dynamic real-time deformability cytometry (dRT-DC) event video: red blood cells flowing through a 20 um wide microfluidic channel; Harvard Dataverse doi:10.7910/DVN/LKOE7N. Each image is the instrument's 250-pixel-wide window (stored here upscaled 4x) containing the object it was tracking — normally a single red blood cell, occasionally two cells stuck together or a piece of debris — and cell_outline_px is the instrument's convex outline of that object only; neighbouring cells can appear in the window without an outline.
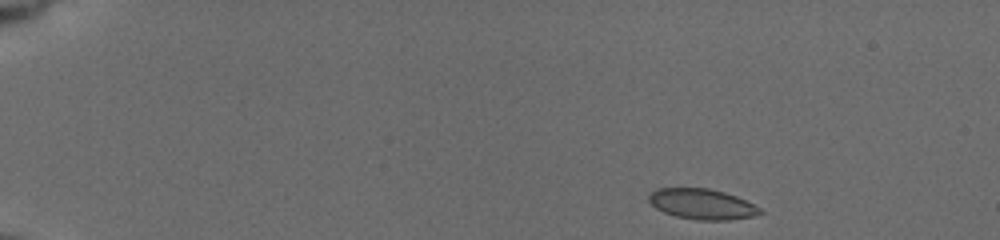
{"species": "common noctule bat (a hibernating species)", "species_latin": "Nyctalus noctula", "temperature_condition": "cold", "stored_images_in_passage": 49, "camera_frame_rate_fps": 3000, "um_per_image_px": 0.085, "animal": {"sex": "female", "body_mass_g": 19.5, "forearm_length_mm": 54.1}, "frame": {"image": 1, "passage_image": 1, "time_ms": 0.0, "image_size_px": [1000, 240], "cell_outline_px": [[764, 212], [756, 216], [728, 220], [696, 220], [676, 216], [664, 212], [656, 208], [648, 200], [648, 196], [656, 188], [708, 188], [724, 192], [736, 196], [760, 208]], "centroid_in_image_um": [59.68, 17.35], "position_along_channel_um": 25.3, "area_um2": 19.71}}
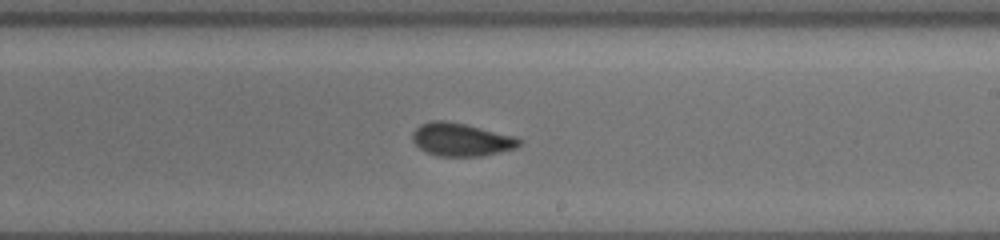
{"frame": {"image": 2, "passage_image": 28, "time_ms": 9.0, "image_size_px": [1000, 240], "cell_outline_px": [[524, 140], [516, 148], [484, 156], [436, 156], [424, 152], [412, 140], [412, 132], [420, 124], [432, 120], [444, 120], [468, 124], [516, 136]], "centroid_in_image_um": [39.22, 11.86], "position_along_channel_um": 249.8, "area_um2": 20.98}}
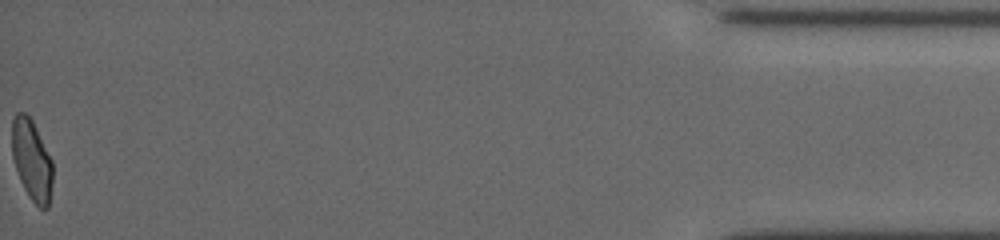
{"frame": {"image": 3, "passage_image": 49, "time_ms": 16.0, "image_size_px": [1000, 240], "cell_outline_px": [[52, 184], [48, 208], [40, 208], [28, 196], [20, 180], [12, 156], [12, 120], [16, 112], [24, 112], [32, 120], [52, 160]], "centroid_in_image_um": [2.69, 13.6], "position_along_channel_um": 432.5, "area_um2": 19.02}, "authors_computed_cell_mechanics": {"area_um2": 19.9988, "velocity_mm_per_s": 3.7545, "shape_relaxation_time_tau1_ms": 6.3654, "shape_relaxation_time_tau2_ms": 2.2837, "deformation_change_tau1": 0.1503, "deformation_change_tau2": 0.0634}}